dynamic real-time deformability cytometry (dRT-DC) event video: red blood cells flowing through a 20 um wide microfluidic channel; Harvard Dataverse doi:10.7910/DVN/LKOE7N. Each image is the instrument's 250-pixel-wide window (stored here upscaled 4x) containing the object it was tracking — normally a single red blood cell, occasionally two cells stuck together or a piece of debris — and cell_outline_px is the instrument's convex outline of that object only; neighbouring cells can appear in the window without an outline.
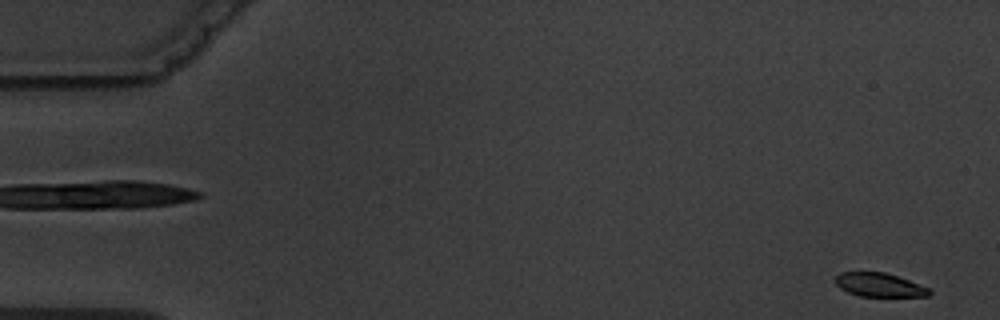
{"species": "common noctule bat (a hibernating species)", "species_latin": "Nyctalus noctula", "temperature_condition": "warm", "stored_images_in_passage": 6, "camera_frame_rate_fps": 3000, "um_per_image_px": 0.085, "animal": {"sex": "male", "body_mass_g": 19.5, "forearm_length_mm": 54.6}, "frame": {"image": 1, "passage_image": 6, "time_ms": 6.0, "image_size_px": [1000, 320], "cell_outline_px": [[932, 292], [928, 296], [860, 296], [848, 292], [840, 288], [836, 284], [836, 276], [840, 272], [884, 272], [908, 280], [928, 288]], "centroid_in_image_um": [74.72, 24.21], "position_along_channel_um": 10.3, "area_um2": 12.77}}